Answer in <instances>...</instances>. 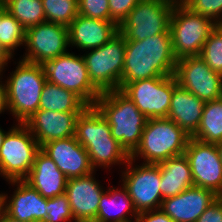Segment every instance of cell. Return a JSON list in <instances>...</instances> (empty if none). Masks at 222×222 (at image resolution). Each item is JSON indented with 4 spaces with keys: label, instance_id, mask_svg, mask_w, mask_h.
<instances>
[{
    "label": "cell",
    "instance_id": "6da1fadb",
    "mask_svg": "<svg viewBox=\"0 0 222 222\" xmlns=\"http://www.w3.org/2000/svg\"><path fill=\"white\" fill-rule=\"evenodd\" d=\"M176 63L171 33L157 34L142 41L126 40L120 89L136 80L172 76Z\"/></svg>",
    "mask_w": 222,
    "mask_h": 222
},
{
    "label": "cell",
    "instance_id": "7a4b0ae2",
    "mask_svg": "<svg viewBox=\"0 0 222 222\" xmlns=\"http://www.w3.org/2000/svg\"><path fill=\"white\" fill-rule=\"evenodd\" d=\"M75 137L87 150L90 164L97 168L126 165L130 155L111 135L108 121L95 106H87L76 119Z\"/></svg>",
    "mask_w": 222,
    "mask_h": 222
},
{
    "label": "cell",
    "instance_id": "3957f363",
    "mask_svg": "<svg viewBox=\"0 0 222 222\" xmlns=\"http://www.w3.org/2000/svg\"><path fill=\"white\" fill-rule=\"evenodd\" d=\"M94 106L108 121L112 137L131 155L141 140L144 114L120 90L102 92Z\"/></svg>",
    "mask_w": 222,
    "mask_h": 222
},
{
    "label": "cell",
    "instance_id": "277c9868",
    "mask_svg": "<svg viewBox=\"0 0 222 222\" xmlns=\"http://www.w3.org/2000/svg\"><path fill=\"white\" fill-rule=\"evenodd\" d=\"M14 71L7 76V104L17 123L24 124L39 109L46 74L41 64L19 59Z\"/></svg>",
    "mask_w": 222,
    "mask_h": 222
},
{
    "label": "cell",
    "instance_id": "5b68a950",
    "mask_svg": "<svg viewBox=\"0 0 222 222\" xmlns=\"http://www.w3.org/2000/svg\"><path fill=\"white\" fill-rule=\"evenodd\" d=\"M190 136L169 118L147 119L140 143L130 158L158 164L185 153ZM139 157V158H138Z\"/></svg>",
    "mask_w": 222,
    "mask_h": 222
},
{
    "label": "cell",
    "instance_id": "8992f818",
    "mask_svg": "<svg viewBox=\"0 0 222 222\" xmlns=\"http://www.w3.org/2000/svg\"><path fill=\"white\" fill-rule=\"evenodd\" d=\"M217 25L210 18L176 2L170 18L172 48L176 59L199 56L205 41Z\"/></svg>",
    "mask_w": 222,
    "mask_h": 222
},
{
    "label": "cell",
    "instance_id": "52a82bcc",
    "mask_svg": "<svg viewBox=\"0 0 222 222\" xmlns=\"http://www.w3.org/2000/svg\"><path fill=\"white\" fill-rule=\"evenodd\" d=\"M126 38L118 32L101 47L86 51L82 56L92 84L102 93L120 90Z\"/></svg>",
    "mask_w": 222,
    "mask_h": 222
},
{
    "label": "cell",
    "instance_id": "ba28073f",
    "mask_svg": "<svg viewBox=\"0 0 222 222\" xmlns=\"http://www.w3.org/2000/svg\"><path fill=\"white\" fill-rule=\"evenodd\" d=\"M46 80L76 94L87 106H94L101 92L89 79L82 55L67 52L43 64Z\"/></svg>",
    "mask_w": 222,
    "mask_h": 222
},
{
    "label": "cell",
    "instance_id": "9c48e42d",
    "mask_svg": "<svg viewBox=\"0 0 222 222\" xmlns=\"http://www.w3.org/2000/svg\"><path fill=\"white\" fill-rule=\"evenodd\" d=\"M39 149L29 128L15 123L0 149V176L6 181L23 180L29 174Z\"/></svg>",
    "mask_w": 222,
    "mask_h": 222
},
{
    "label": "cell",
    "instance_id": "30bf717a",
    "mask_svg": "<svg viewBox=\"0 0 222 222\" xmlns=\"http://www.w3.org/2000/svg\"><path fill=\"white\" fill-rule=\"evenodd\" d=\"M175 4L164 0H140L118 26L119 32L126 40L137 41L170 33V18Z\"/></svg>",
    "mask_w": 222,
    "mask_h": 222
},
{
    "label": "cell",
    "instance_id": "8fae6325",
    "mask_svg": "<svg viewBox=\"0 0 222 222\" xmlns=\"http://www.w3.org/2000/svg\"><path fill=\"white\" fill-rule=\"evenodd\" d=\"M174 75L136 80L125 84L120 91L134 102L147 119L167 118L173 89Z\"/></svg>",
    "mask_w": 222,
    "mask_h": 222
},
{
    "label": "cell",
    "instance_id": "7c38bea8",
    "mask_svg": "<svg viewBox=\"0 0 222 222\" xmlns=\"http://www.w3.org/2000/svg\"><path fill=\"white\" fill-rule=\"evenodd\" d=\"M124 167L120 182L133 200L137 212L160 209L163 200L160 167L157 164L136 165L131 158Z\"/></svg>",
    "mask_w": 222,
    "mask_h": 222
},
{
    "label": "cell",
    "instance_id": "4fadbf2b",
    "mask_svg": "<svg viewBox=\"0 0 222 222\" xmlns=\"http://www.w3.org/2000/svg\"><path fill=\"white\" fill-rule=\"evenodd\" d=\"M25 55L21 60L41 64L67 53L69 50L68 27L43 22L26 29Z\"/></svg>",
    "mask_w": 222,
    "mask_h": 222
},
{
    "label": "cell",
    "instance_id": "5bb4252c",
    "mask_svg": "<svg viewBox=\"0 0 222 222\" xmlns=\"http://www.w3.org/2000/svg\"><path fill=\"white\" fill-rule=\"evenodd\" d=\"M174 76L180 87L205 102L222 97V75L213 72L200 56L177 60Z\"/></svg>",
    "mask_w": 222,
    "mask_h": 222
},
{
    "label": "cell",
    "instance_id": "9a60e30c",
    "mask_svg": "<svg viewBox=\"0 0 222 222\" xmlns=\"http://www.w3.org/2000/svg\"><path fill=\"white\" fill-rule=\"evenodd\" d=\"M185 155L190 163L194 186L209 189L222 197V161L217 144L190 137Z\"/></svg>",
    "mask_w": 222,
    "mask_h": 222
},
{
    "label": "cell",
    "instance_id": "2e32d148",
    "mask_svg": "<svg viewBox=\"0 0 222 222\" xmlns=\"http://www.w3.org/2000/svg\"><path fill=\"white\" fill-rule=\"evenodd\" d=\"M95 175L96 171H93L89 175L67 181L65 194L76 222H93L96 219L100 198L106 189L96 180Z\"/></svg>",
    "mask_w": 222,
    "mask_h": 222
},
{
    "label": "cell",
    "instance_id": "e0dca14e",
    "mask_svg": "<svg viewBox=\"0 0 222 222\" xmlns=\"http://www.w3.org/2000/svg\"><path fill=\"white\" fill-rule=\"evenodd\" d=\"M68 178L82 177L95 171L87 150L75 136L46 142L40 147Z\"/></svg>",
    "mask_w": 222,
    "mask_h": 222
},
{
    "label": "cell",
    "instance_id": "ac0fdd59",
    "mask_svg": "<svg viewBox=\"0 0 222 222\" xmlns=\"http://www.w3.org/2000/svg\"><path fill=\"white\" fill-rule=\"evenodd\" d=\"M16 187L13 195L5 196V213L24 222H44L47 217V198L24 180L7 181Z\"/></svg>",
    "mask_w": 222,
    "mask_h": 222
},
{
    "label": "cell",
    "instance_id": "d6986e66",
    "mask_svg": "<svg viewBox=\"0 0 222 222\" xmlns=\"http://www.w3.org/2000/svg\"><path fill=\"white\" fill-rule=\"evenodd\" d=\"M80 113L38 109L24 124L41 147L46 142L75 136L76 119Z\"/></svg>",
    "mask_w": 222,
    "mask_h": 222
},
{
    "label": "cell",
    "instance_id": "ffe728a7",
    "mask_svg": "<svg viewBox=\"0 0 222 222\" xmlns=\"http://www.w3.org/2000/svg\"><path fill=\"white\" fill-rule=\"evenodd\" d=\"M218 197L209 189L191 186L174 197L163 199L160 209L174 222H196Z\"/></svg>",
    "mask_w": 222,
    "mask_h": 222
},
{
    "label": "cell",
    "instance_id": "44dd1931",
    "mask_svg": "<svg viewBox=\"0 0 222 222\" xmlns=\"http://www.w3.org/2000/svg\"><path fill=\"white\" fill-rule=\"evenodd\" d=\"M115 21L77 15L68 26L69 47L86 50L101 47L119 32Z\"/></svg>",
    "mask_w": 222,
    "mask_h": 222
},
{
    "label": "cell",
    "instance_id": "7402d4cb",
    "mask_svg": "<svg viewBox=\"0 0 222 222\" xmlns=\"http://www.w3.org/2000/svg\"><path fill=\"white\" fill-rule=\"evenodd\" d=\"M43 197L52 198L65 193L68 178L40 148L29 174L23 179Z\"/></svg>",
    "mask_w": 222,
    "mask_h": 222
},
{
    "label": "cell",
    "instance_id": "603a6c76",
    "mask_svg": "<svg viewBox=\"0 0 222 222\" xmlns=\"http://www.w3.org/2000/svg\"><path fill=\"white\" fill-rule=\"evenodd\" d=\"M205 103L177 84L173 89L167 118L191 137L199 127Z\"/></svg>",
    "mask_w": 222,
    "mask_h": 222
},
{
    "label": "cell",
    "instance_id": "cb8c5ba5",
    "mask_svg": "<svg viewBox=\"0 0 222 222\" xmlns=\"http://www.w3.org/2000/svg\"><path fill=\"white\" fill-rule=\"evenodd\" d=\"M107 187L101 198L96 219L93 222H127L135 220L138 212L125 187ZM131 217V218H130Z\"/></svg>",
    "mask_w": 222,
    "mask_h": 222
},
{
    "label": "cell",
    "instance_id": "d4e9b609",
    "mask_svg": "<svg viewBox=\"0 0 222 222\" xmlns=\"http://www.w3.org/2000/svg\"><path fill=\"white\" fill-rule=\"evenodd\" d=\"M157 165L160 167V191L163 199L174 197L194 186L190 163L185 153Z\"/></svg>",
    "mask_w": 222,
    "mask_h": 222
},
{
    "label": "cell",
    "instance_id": "484cf974",
    "mask_svg": "<svg viewBox=\"0 0 222 222\" xmlns=\"http://www.w3.org/2000/svg\"><path fill=\"white\" fill-rule=\"evenodd\" d=\"M87 105L73 92L46 81L42 88L39 109L57 112H82Z\"/></svg>",
    "mask_w": 222,
    "mask_h": 222
},
{
    "label": "cell",
    "instance_id": "4316f807",
    "mask_svg": "<svg viewBox=\"0 0 222 222\" xmlns=\"http://www.w3.org/2000/svg\"><path fill=\"white\" fill-rule=\"evenodd\" d=\"M191 137L206 143L222 142V97L205 103L199 127Z\"/></svg>",
    "mask_w": 222,
    "mask_h": 222
},
{
    "label": "cell",
    "instance_id": "83f0119b",
    "mask_svg": "<svg viewBox=\"0 0 222 222\" xmlns=\"http://www.w3.org/2000/svg\"><path fill=\"white\" fill-rule=\"evenodd\" d=\"M6 8L25 29L46 22L41 0H12Z\"/></svg>",
    "mask_w": 222,
    "mask_h": 222
},
{
    "label": "cell",
    "instance_id": "f1b7e54d",
    "mask_svg": "<svg viewBox=\"0 0 222 222\" xmlns=\"http://www.w3.org/2000/svg\"><path fill=\"white\" fill-rule=\"evenodd\" d=\"M26 29L9 12L0 20V47L12 59L18 47L25 44Z\"/></svg>",
    "mask_w": 222,
    "mask_h": 222
},
{
    "label": "cell",
    "instance_id": "f546056e",
    "mask_svg": "<svg viewBox=\"0 0 222 222\" xmlns=\"http://www.w3.org/2000/svg\"><path fill=\"white\" fill-rule=\"evenodd\" d=\"M46 22L68 27L78 15V0H41Z\"/></svg>",
    "mask_w": 222,
    "mask_h": 222
},
{
    "label": "cell",
    "instance_id": "4dcf8cb0",
    "mask_svg": "<svg viewBox=\"0 0 222 222\" xmlns=\"http://www.w3.org/2000/svg\"><path fill=\"white\" fill-rule=\"evenodd\" d=\"M199 56L213 72L222 75V27L220 25L210 33Z\"/></svg>",
    "mask_w": 222,
    "mask_h": 222
},
{
    "label": "cell",
    "instance_id": "1f68e13d",
    "mask_svg": "<svg viewBox=\"0 0 222 222\" xmlns=\"http://www.w3.org/2000/svg\"><path fill=\"white\" fill-rule=\"evenodd\" d=\"M44 222H76L65 193L47 198V217Z\"/></svg>",
    "mask_w": 222,
    "mask_h": 222
},
{
    "label": "cell",
    "instance_id": "d6a6232c",
    "mask_svg": "<svg viewBox=\"0 0 222 222\" xmlns=\"http://www.w3.org/2000/svg\"><path fill=\"white\" fill-rule=\"evenodd\" d=\"M183 4L191 11L222 24V0H185Z\"/></svg>",
    "mask_w": 222,
    "mask_h": 222
},
{
    "label": "cell",
    "instance_id": "836d02e7",
    "mask_svg": "<svg viewBox=\"0 0 222 222\" xmlns=\"http://www.w3.org/2000/svg\"><path fill=\"white\" fill-rule=\"evenodd\" d=\"M78 15L93 19L114 21L110 17L108 0H78Z\"/></svg>",
    "mask_w": 222,
    "mask_h": 222
},
{
    "label": "cell",
    "instance_id": "e575fe53",
    "mask_svg": "<svg viewBox=\"0 0 222 222\" xmlns=\"http://www.w3.org/2000/svg\"><path fill=\"white\" fill-rule=\"evenodd\" d=\"M110 17L120 25L140 0H108Z\"/></svg>",
    "mask_w": 222,
    "mask_h": 222
},
{
    "label": "cell",
    "instance_id": "d590c367",
    "mask_svg": "<svg viewBox=\"0 0 222 222\" xmlns=\"http://www.w3.org/2000/svg\"><path fill=\"white\" fill-rule=\"evenodd\" d=\"M196 222H222V197L210 204Z\"/></svg>",
    "mask_w": 222,
    "mask_h": 222
},
{
    "label": "cell",
    "instance_id": "8d00e7d4",
    "mask_svg": "<svg viewBox=\"0 0 222 222\" xmlns=\"http://www.w3.org/2000/svg\"><path fill=\"white\" fill-rule=\"evenodd\" d=\"M135 220L136 222H174L161 209L140 212Z\"/></svg>",
    "mask_w": 222,
    "mask_h": 222
},
{
    "label": "cell",
    "instance_id": "74e56055",
    "mask_svg": "<svg viewBox=\"0 0 222 222\" xmlns=\"http://www.w3.org/2000/svg\"><path fill=\"white\" fill-rule=\"evenodd\" d=\"M3 73L0 75V114L9 111L7 104V88L4 81H2Z\"/></svg>",
    "mask_w": 222,
    "mask_h": 222
},
{
    "label": "cell",
    "instance_id": "f35d334b",
    "mask_svg": "<svg viewBox=\"0 0 222 222\" xmlns=\"http://www.w3.org/2000/svg\"><path fill=\"white\" fill-rule=\"evenodd\" d=\"M10 60H11V58L0 47V66L2 67V73H4V71H6L5 69L7 68L8 63L11 62Z\"/></svg>",
    "mask_w": 222,
    "mask_h": 222
},
{
    "label": "cell",
    "instance_id": "ab89813d",
    "mask_svg": "<svg viewBox=\"0 0 222 222\" xmlns=\"http://www.w3.org/2000/svg\"><path fill=\"white\" fill-rule=\"evenodd\" d=\"M4 213H5V196H4V193L1 192L0 193V221Z\"/></svg>",
    "mask_w": 222,
    "mask_h": 222
},
{
    "label": "cell",
    "instance_id": "60d3db41",
    "mask_svg": "<svg viewBox=\"0 0 222 222\" xmlns=\"http://www.w3.org/2000/svg\"><path fill=\"white\" fill-rule=\"evenodd\" d=\"M12 126L8 131H5L2 127H0V149L2 147L3 141L6 137V134L13 128Z\"/></svg>",
    "mask_w": 222,
    "mask_h": 222
},
{
    "label": "cell",
    "instance_id": "b9f144b4",
    "mask_svg": "<svg viewBox=\"0 0 222 222\" xmlns=\"http://www.w3.org/2000/svg\"><path fill=\"white\" fill-rule=\"evenodd\" d=\"M0 222H24V221L16 220L7 215L6 213H4Z\"/></svg>",
    "mask_w": 222,
    "mask_h": 222
},
{
    "label": "cell",
    "instance_id": "7bdbcfd3",
    "mask_svg": "<svg viewBox=\"0 0 222 222\" xmlns=\"http://www.w3.org/2000/svg\"><path fill=\"white\" fill-rule=\"evenodd\" d=\"M7 12L6 6L0 2V20Z\"/></svg>",
    "mask_w": 222,
    "mask_h": 222
},
{
    "label": "cell",
    "instance_id": "ee69618b",
    "mask_svg": "<svg viewBox=\"0 0 222 222\" xmlns=\"http://www.w3.org/2000/svg\"><path fill=\"white\" fill-rule=\"evenodd\" d=\"M217 149L220 155V159L222 161V142L217 143Z\"/></svg>",
    "mask_w": 222,
    "mask_h": 222
},
{
    "label": "cell",
    "instance_id": "f6af8a7d",
    "mask_svg": "<svg viewBox=\"0 0 222 222\" xmlns=\"http://www.w3.org/2000/svg\"><path fill=\"white\" fill-rule=\"evenodd\" d=\"M12 0H0L1 3H3L5 6Z\"/></svg>",
    "mask_w": 222,
    "mask_h": 222
},
{
    "label": "cell",
    "instance_id": "bcb514c9",
    "mask_svg": "<svg viewBox=\"0 0 222 222\" xmlns=\"http://www.w3.org/2000/svg\"><path fill=\"white\" fill-rule=\"evenodd\" d=\"M166 2H178V0H164Z\"/></svg>",
    "mask_w": 222,
    "mask_h": 222
},
{
    "label": "cell",
    "instance_id": "7dc6e473",
    "mask_svg": "<svg viewBox=\"0 0 222 222\" xmlns=\"http://www.w3.org/2000/svg\"><path fill=\"white\" fill-rule=\"evenodd\" d=\"M2 74V67L0 66V75Z\"/></svg>",
    "mask_w": 222,
    "mask_h": 222
}]
</instances>
